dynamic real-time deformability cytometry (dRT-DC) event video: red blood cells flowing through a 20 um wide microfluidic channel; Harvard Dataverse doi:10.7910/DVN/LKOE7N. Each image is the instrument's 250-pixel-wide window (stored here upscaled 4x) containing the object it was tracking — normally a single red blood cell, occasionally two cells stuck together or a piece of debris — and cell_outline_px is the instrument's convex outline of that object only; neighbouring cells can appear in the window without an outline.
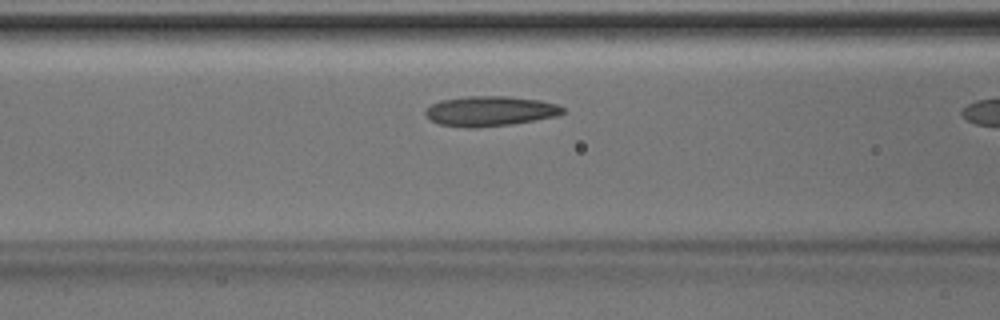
{"species": "Egyptian fruit bat (a non-hibernating species)", "species_latin": "Rousettus aegyptiacus", "temperature_condition": "room temperature", "stored_images_in_passage": 10, "camera_frame_rate_fps": 3000, "um_per_image_px": 0.085, "animal": {"sex": "male"}, "frame": {"image": 1, "passage_image": 9, "time_ms": 2.667, "image_size_px": [1000, 320], "cell_outline_px": [[564, 112], [560, 116], [512, 124], [476, 128], [468, 128], [440, 124], [432, 120], [424, 112], [432, 104], [440, 100], [464, 96], [508, 96], [540, 100], [556, 104], [564, 108]], "centroid_in_image_um": [41.69, 9.44], "position_along_channel_um": 124.9, "area_um2": 24.1}}